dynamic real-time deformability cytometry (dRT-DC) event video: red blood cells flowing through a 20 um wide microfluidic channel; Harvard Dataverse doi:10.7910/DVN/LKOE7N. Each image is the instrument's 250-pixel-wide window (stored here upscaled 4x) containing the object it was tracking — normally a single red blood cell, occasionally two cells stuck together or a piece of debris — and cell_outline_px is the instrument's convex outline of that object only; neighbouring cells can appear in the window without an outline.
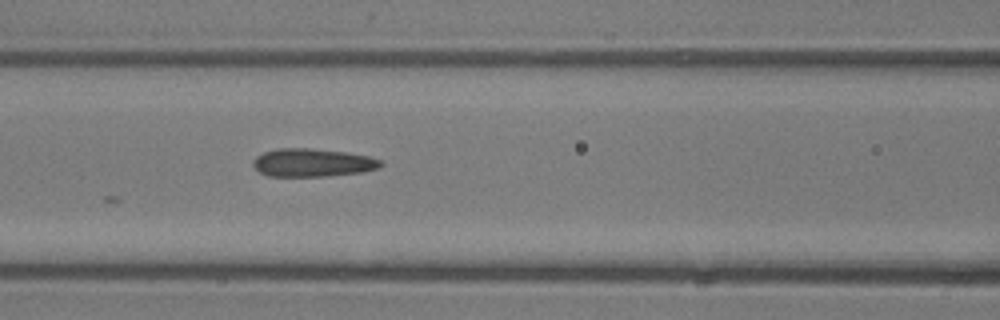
{"species": "common noctule bat (a hibernating species)", "species_latin": "Nyctalus noctula", "temperature_condition": "room temperature", "stored_images_in_passage": 5, "camera_frame_rate_fps": 3000, "um_per_image_px": 0.085, "animal": {"sex": "male", "body_mass_g": 13.3}, "frame": {"image": 1, "passage_image": 5, "time_ms": 4.667, "image_size_px": [1000, 320], "cell_outline_px": [[384, 164], [376, 168], [360, 172], [324, 176], [268, 176], [260, 172], [252, 164], [252, 160], [256, 156], [264, 152], [276, 148], [312, 148], [344, 152], [368, 156], [380, 160]], "centroid_in_image_um": [26.51, 13.82], "position_along_channel_um": 140.1, "area_um2": 20.75}}